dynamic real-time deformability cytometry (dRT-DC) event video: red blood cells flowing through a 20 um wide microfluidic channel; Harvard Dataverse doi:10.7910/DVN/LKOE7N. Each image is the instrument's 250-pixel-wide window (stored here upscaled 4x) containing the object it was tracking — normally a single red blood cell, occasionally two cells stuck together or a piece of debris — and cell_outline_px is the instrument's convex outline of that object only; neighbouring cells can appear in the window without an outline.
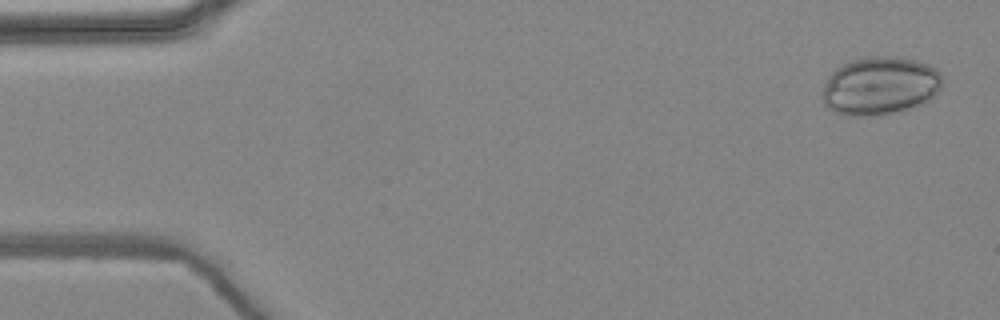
{"species": "common noctule bat (a hibernating species)", "species_latin": "Nyctalus noctula", "temperature_condition": "warm", "stored_images_in_passage": 2, "camera_frame_rate_fps": 3000, "um_per_image_px": 0.085, "animal": {"sex": "female", "body_mass_g": 24.6, "forearm_length_mm": 56.2}, "frame": {"image": 1, "passage_image": 1, "time_ms": 0.0, "image_size_px": [1000, 320], "cell_outline_px": [[940, 88], [924, 104], [892, 112], [864, 116], [848, 116], [836, 112], [828, 108], [824, 104], [824, 88], [828, 76], [840, 64], [852, 60], [868, 56], [900, 56], [916, 60], [928, 64], [936, 68], [940, 72]], "centroid_in_image_um": [74.79, 7.27], "position_along_channel_um": 10.2, "area_um2": 40.46}}